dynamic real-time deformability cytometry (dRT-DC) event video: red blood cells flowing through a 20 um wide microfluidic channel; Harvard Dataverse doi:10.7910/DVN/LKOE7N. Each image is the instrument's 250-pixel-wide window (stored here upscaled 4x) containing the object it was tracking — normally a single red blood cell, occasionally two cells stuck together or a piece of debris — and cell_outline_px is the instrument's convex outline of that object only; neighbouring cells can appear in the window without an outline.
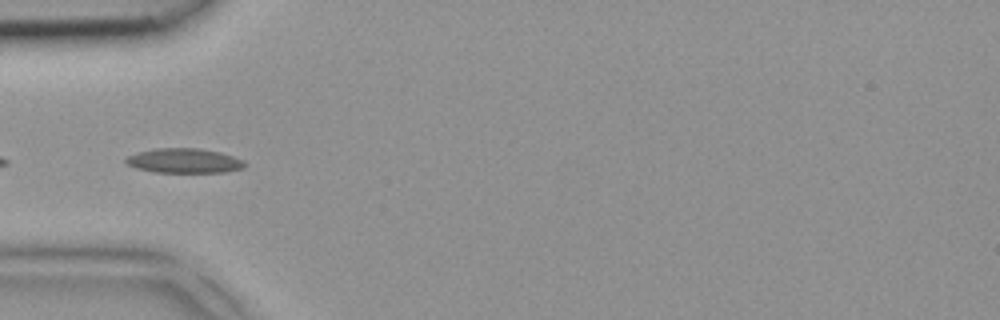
{"species": "common noctule bat (a hibernating species)", "species_latin": "Nyctalus noctula", "temperature_condition": "room temperature", "stored_images_in_passage": 5, "camera_frame_rate_fps": 3000, "um_per_image_px": 0.085, "animal": {"sex": "female", "body_mass_g": 18.4}, "frame": {"image": 1, "passage_image": 3, "time_ms": 0.667, "image_size_px": [1000, 320], "cell_outline_px": [[248, 164], [244, 168], [224, 172], [156, 172], [136, 168], [128, 164], [124, 160], [128, 156], [136, 152], [156, 148], [200, 148], [220, 152], [244, 160]], "centroid_in_image_um": [15.68, 13.66], "position_along_channel_um": 69.3, "area_um2": 17.11}}